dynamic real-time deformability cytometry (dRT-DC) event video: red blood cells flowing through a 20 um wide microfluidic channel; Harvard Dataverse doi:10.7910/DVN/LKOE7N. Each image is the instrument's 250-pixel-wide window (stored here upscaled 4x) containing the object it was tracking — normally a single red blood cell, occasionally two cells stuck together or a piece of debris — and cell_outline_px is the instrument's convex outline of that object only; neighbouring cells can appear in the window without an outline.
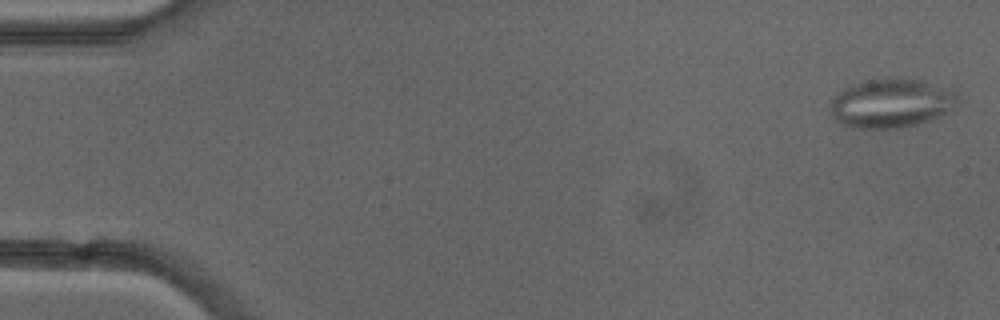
{"species": "common noctule bat (a hibernating species)", "species_latin": "Nyctalus noctula", "temperature_condition": "cold", "stored_images_in_passage": 50, "camera_frame_rate_fps": 3000, "um_per_image_px": 0.085, "animal": {"sex": "female"}, "frame": {"image": 1, "passage_image": 1, "time_ms": 0.0, "image_size_px": [1000, 320], "cell_outline_px": [[964, 100], [944, 112], [928, 120], [916, 124], [896, 128], [852, 128], [836, 120], [832, 112], [832, 96], [836, 92], [860, 80], [924, 80], [960, 92]], "centroid_in_image_um": [75.79, 8.76], "position_along_channel_um": 9.2, "area_um2": 36.13}}
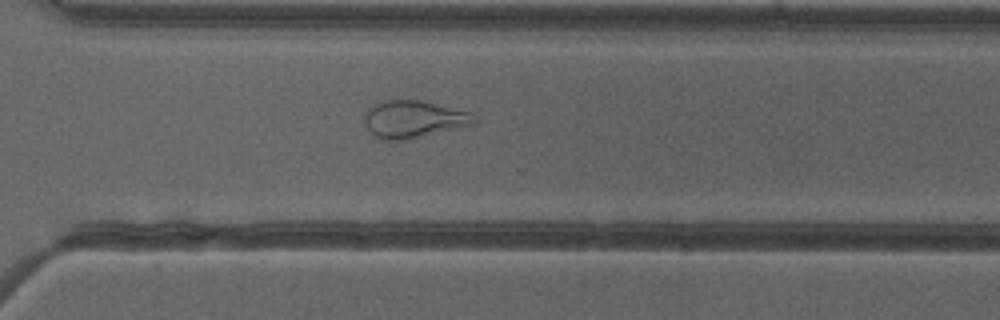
{"frame": {"image": 2, "passage_image": 36, "time_ms": 11.667, "image_size_px": [1000, 320], "cell_outline_px": [[476, 124], [460, 128], [408, 140], [388, 140], [376, 136], [364, 124], [364, 112], [372, 104], [388, 100], [420, 100], [472, 112], [476, 116]], "centroid_in_image_um": [35.19, 10.13], "position_along_channel_um": 335.4, "area_um2": 24.1}}
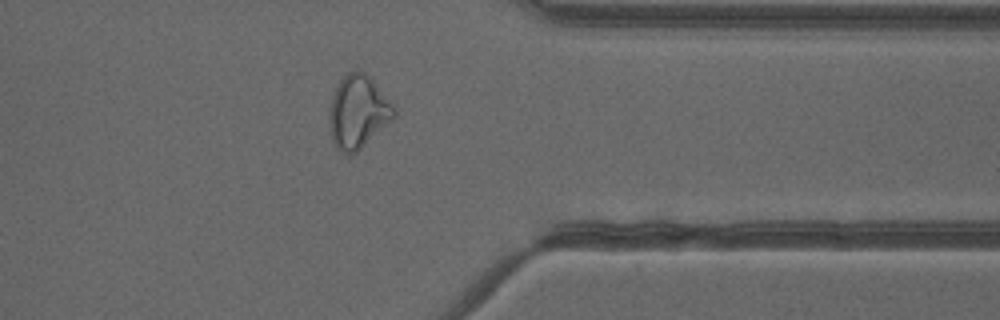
{"frame": {"image": 3, "passage_image": 40, "time_ms": 13.0, "image_size_px": [1000, 320], "cell_outline_px": [[396, 116], [392, 120], [356, 152], [348, 156], [336, 148], [332, 140], [328, 120], [328, 116], [332, 96], [336, 84], [348, 72], [364, 72], [372, 76], [396, 108]], "centroid_in_image_um": [30.43, 9.5], "position_along_channel_um": 381.0, "area_um2": 27.8}, "authors_computed_cell_mechanics": {"area_um2": 28.4376, "velocity_mm_per_s": 4.0144, "shape_relaxation_time_tau1_ms": null, "shape_relaxation_time_tau2_ms": 1.4697, "deformation_change_tau1": null, "deformation_change_tau2": 0.0963}}